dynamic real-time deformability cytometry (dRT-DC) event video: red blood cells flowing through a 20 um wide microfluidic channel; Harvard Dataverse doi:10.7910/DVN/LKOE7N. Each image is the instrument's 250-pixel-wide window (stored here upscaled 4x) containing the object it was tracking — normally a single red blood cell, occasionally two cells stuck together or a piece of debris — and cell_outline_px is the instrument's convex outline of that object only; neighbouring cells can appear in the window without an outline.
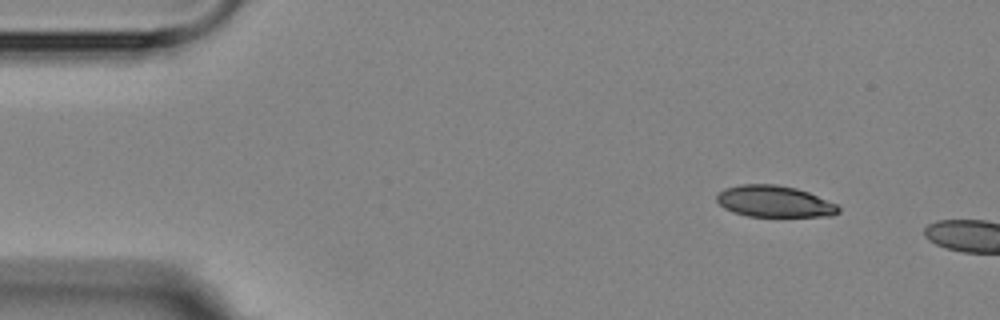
{"species": "Egyptian fruit bat (a non-hibernating species)", "species_latin": "Rousettus aegyptiacus", "temperature_condition": "room temperature", "stored_images_in_passage": 3, "camera_frame_rate_fps": 3000, "um_per_image_px": 0.085, "animal": {"sex": "female"}, "frame": {"image": 1, "passage_image": 1, "time_ms": 0.0, "image_size_px": [1000, 320], "cell_outline_px": [[840, 212], [832, 216], [748, 216], [732, 212], [724, 208], [716, 200], [716, 196], [724, 188], [740, 184], [776, 184], [796, 188], [808, 192], [836, 204], [840, 208]], "centroid_in_image_um": [65.8, 17.12], "position_along_channel_um": 19.2, "area_um2": 22.31}}